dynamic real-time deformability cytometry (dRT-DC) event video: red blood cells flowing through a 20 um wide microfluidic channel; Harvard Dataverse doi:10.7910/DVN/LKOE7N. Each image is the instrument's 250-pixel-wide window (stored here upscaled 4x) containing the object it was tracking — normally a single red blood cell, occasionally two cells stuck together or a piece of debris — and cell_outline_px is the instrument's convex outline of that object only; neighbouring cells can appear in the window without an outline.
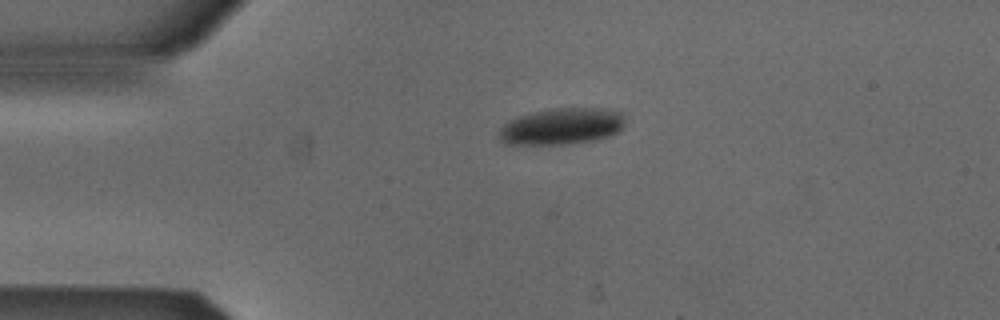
{"species": "Egyptian fruit bat (a non-hibernating species)", "species_latin": "Rousettus aegyptiacus", "temperature_condition": "cold", "stored_images_in_passage": 3, "segment_of_instrument_passage": [1, 2], "camera_frame_rate_fps": 3000, "um_per_image_px": 0.085, "animal": {"sex": "male"}, "frame": {"image": 1, "passage_image": 1, "time_ms": 0.0, "image_size_px": [1000, 320], "cell_outline_px": [[624, 124], [616, 132], [608, 136], [592, 140], [568, 144], [504, 144], [500, 140], [500, 128], [508, 120], [532, 112], [552, 108], [604, 108], [624, 112]], "centroid_in_image_um": [47.74, 10.72], "position_along_channel_um": 37.3, "area_um2": 26.76}}